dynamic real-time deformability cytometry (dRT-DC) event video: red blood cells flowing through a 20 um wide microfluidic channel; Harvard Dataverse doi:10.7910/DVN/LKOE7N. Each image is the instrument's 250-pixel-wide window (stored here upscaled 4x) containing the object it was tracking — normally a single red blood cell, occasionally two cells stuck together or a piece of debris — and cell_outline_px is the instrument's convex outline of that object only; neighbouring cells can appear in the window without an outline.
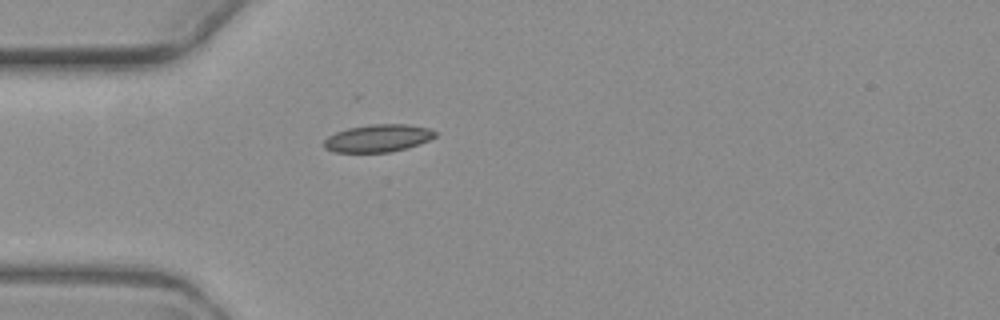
{"species": "common noctule bat (a hibernating species)", "species_latin": "Nyctalus noctula", "temperature_condition": "warm", "stored_images_in_passage": 1, "camera_frame_rate_fps": 3000, "um_per_image_px": 0.085, "animal": {"sex": "female", "body_mass_g": 19.3, "forearm_length_mm": 54.1}, "frame": {"image": 1, "passage_image": 1, "time_ms": 0.0, "image_size_px": [1000, 320], "cell_outline_px": [[436, 136], [428, 140], [408, 148], [388, 152], [336, 152], [324, 148], [324, 140], [328, 136], [336, 132], [348, 128], [372, 124], [408, 124], [428, 128], [436, 132]], "centroid_in_image_um": [32.12, 11.74], "position_along_channel_um": 52.9, "area_um2": 17.74}}